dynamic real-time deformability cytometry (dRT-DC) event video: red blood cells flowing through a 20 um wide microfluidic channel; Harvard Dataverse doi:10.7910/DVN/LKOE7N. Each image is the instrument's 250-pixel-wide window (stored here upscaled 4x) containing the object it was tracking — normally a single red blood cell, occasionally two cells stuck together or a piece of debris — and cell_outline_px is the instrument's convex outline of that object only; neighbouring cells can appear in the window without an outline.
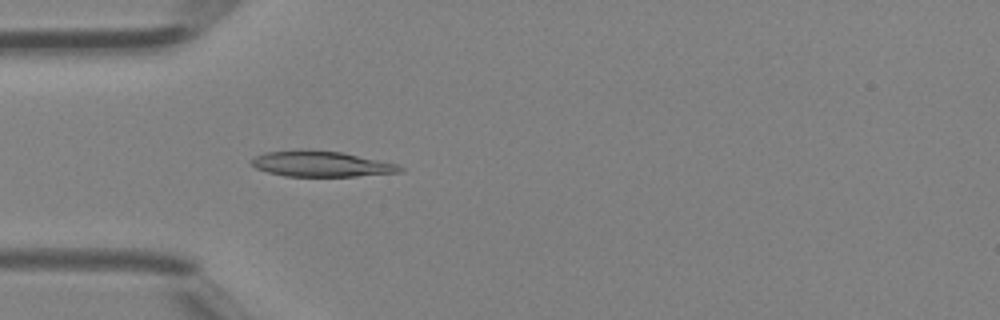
{"species": "Egyptian fruit bat (a non-hibernating species)", "species_latin": "Rousettus aegyptiacus", "temperature_condition": "room temperature", "stored_images_in_passage": 34, "camera_frame_rate_fps": 3000, "um_per_image_px": 0.085, "animal": {"sex": "female"}, "frame": {"image": 1, "passage_image": 12, "time_ms": 3.667, "image_size_px": [1000, 320], "cell_outline_px": [[404, 168], [400, 172], [356, 176], [284, 176], [268, 172], [256, 168], [248, 160], [264, 152], [296, 148], [308, 148], [344, 152], [396, 164]], "centroid_in_image_um": [27.23, 13.9], "position_along_channel_um": 57.8, "area_um2": 22.6}}
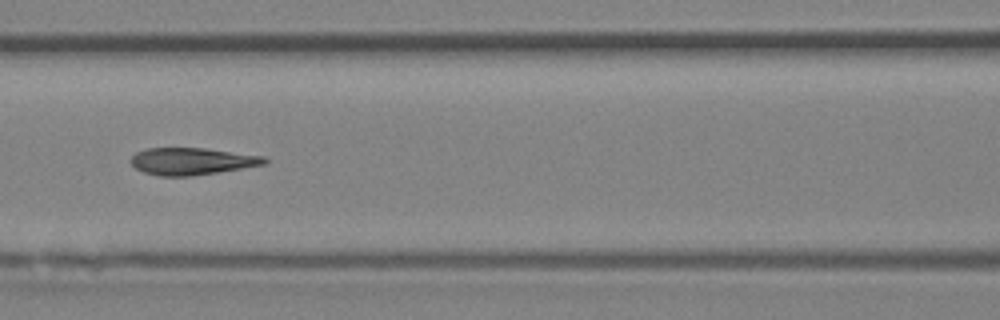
{"frame": {"image": 2, "passage_image": 18, "time_ms": 5.667, "image_size_px": [1000, 320], "cell_outline_px": [[268, 160], [264, 164], [192, 176], [160, 176], [144, 172], [136, 168], [128, 160], [136, 152], [148, 148], [204, 148], [264, 156]], "centroid_in_image_um": [16.26, 13.7], "position_along_channel_um": 150.3, "area_um2": 20.87}}
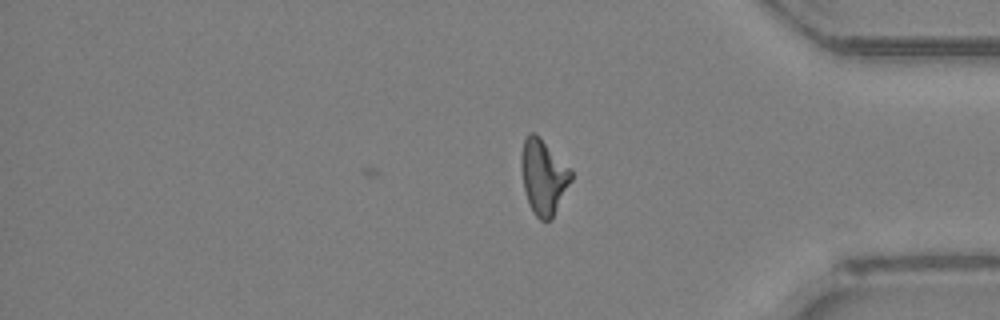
{"frame": {"image": 3, "passage_image": 34, "time_ms": 11.0, "image_size_px": [1000, 320], "cell_outline_px": [[572, 180], [552, 220], [540, 220], [532, 212], [528, 204], [524, 188], [520, 164], [520, 156], [524, 140], [528, 132], [536, 132], [572, 168]], "centroid_in_image_um": [46.2, 15.0], "position_along_channel_um": 389.0, "area_um2": 22.37}}